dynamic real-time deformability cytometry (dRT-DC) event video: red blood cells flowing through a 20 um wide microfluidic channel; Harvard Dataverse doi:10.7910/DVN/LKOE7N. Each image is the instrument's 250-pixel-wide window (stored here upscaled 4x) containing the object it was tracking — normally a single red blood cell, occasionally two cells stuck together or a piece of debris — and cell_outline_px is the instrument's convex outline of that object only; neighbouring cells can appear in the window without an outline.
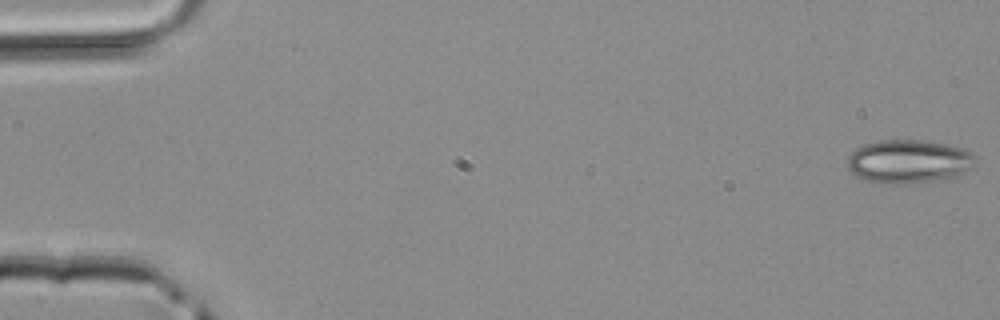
{"species": "common noctule bat (a hibernating species)", "species_latin": "Nyctalus noctula", "temperature_condition": "room temperature", "stored_images_in_passage": 4, "camera_frame_rate_fps": 3000, "um_per_image_px": 0.085, "animal": {"sex": "male", "body_mass_g": 20.4}, "frame": {"image": 1, "passage_image": 1, "time_ms": 0.0, "image_size_px": [1000, 320], "cell_outline_px": [[976, 160], [964, 172], [956, 176], [932, 180], [904, 184], [892, 184], [864, 180], [856, 176], [848, 168], [848, 156], [856, 148], [864, 144], [880, 140], [924, 140], [952, 144], [968, 152]], "centroid_in_image_um": [77.19, 13.71], "position_along_channel_um": 7.8, "area_um2": 32.14}}